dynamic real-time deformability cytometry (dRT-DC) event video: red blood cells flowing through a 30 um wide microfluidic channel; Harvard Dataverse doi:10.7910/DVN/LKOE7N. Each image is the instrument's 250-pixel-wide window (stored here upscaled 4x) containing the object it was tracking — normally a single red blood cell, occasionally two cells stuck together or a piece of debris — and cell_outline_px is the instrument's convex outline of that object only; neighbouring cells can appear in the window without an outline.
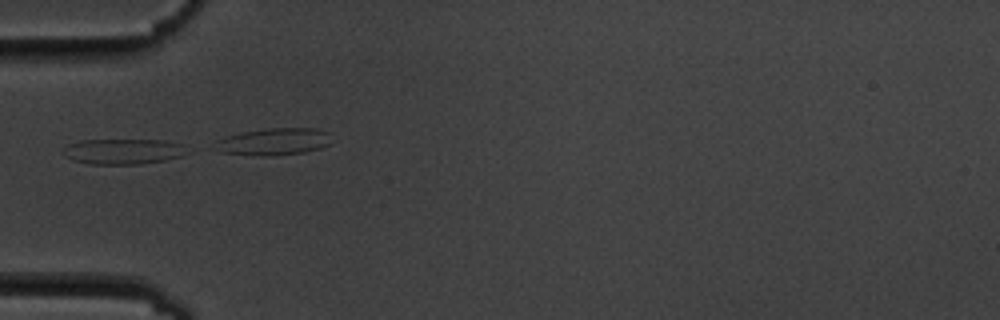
{"species": "common noctule bat (a hibernating species)", "species_latin": "Nyctalus noctula", "temperature_condition": "cold", "stored_images_in_passage": 7, "camera_frame_rate_fps": 3000, "um_per_image_px": 0.085, "animal": {"sex": "male", "body_mass_g": 19.5, "forearm_length_mm": 54.6}, "frame": {"image": 1, "passage_image": 5, "time_ms": 5.333, "image_size_px": [1000, 320], "cell_outline_px": [[188, 152], [180, 156], [164, 160], [140, 164], [88, 164], [72, 160], [64, 156], [60, 152], [68, 144], [80, 140], [164, 140], [180, 144]], "centroid_in_image_um": [10.38, 12.87], "position_along_channel_um": 74.6, "area_um2": 18.38}}